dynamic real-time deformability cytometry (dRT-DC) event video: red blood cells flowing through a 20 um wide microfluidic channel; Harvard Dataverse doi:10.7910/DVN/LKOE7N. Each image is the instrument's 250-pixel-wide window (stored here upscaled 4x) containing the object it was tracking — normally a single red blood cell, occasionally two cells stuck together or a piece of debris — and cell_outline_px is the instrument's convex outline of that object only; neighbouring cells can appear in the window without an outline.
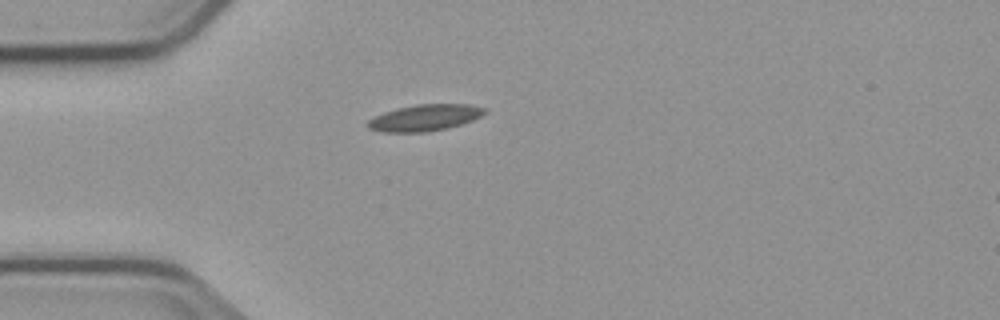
{"species": "common noctule bat (a hibernating species)", "species_latin": "Nyctalus noctula", "temperature_condition": "cold", "stored_images_in_passage": 1, "camera_frame_rate_fps": 3000, "um_per_image_px": 0.085, "animal": {"sex": "male", "body_mass_g": 23.1, "forearm_length_mm": 52.7}, "frame": {"image": 1, "passage_image": 1, "time_ms": 0.0, "image_size_px": [1000, 320], "cell_outline_px": [[488, 112], [472, 120], [448, 128], [424, 132], [384, 132], [368, 128], [368, 120], [384, 112], [396, 108], [416, 104], [468, 104], [488, 108]], "centroid_in_image_um": [36.14, 9.99], "position_along_channel_um": 48.9, "area_um2": 17.98}}